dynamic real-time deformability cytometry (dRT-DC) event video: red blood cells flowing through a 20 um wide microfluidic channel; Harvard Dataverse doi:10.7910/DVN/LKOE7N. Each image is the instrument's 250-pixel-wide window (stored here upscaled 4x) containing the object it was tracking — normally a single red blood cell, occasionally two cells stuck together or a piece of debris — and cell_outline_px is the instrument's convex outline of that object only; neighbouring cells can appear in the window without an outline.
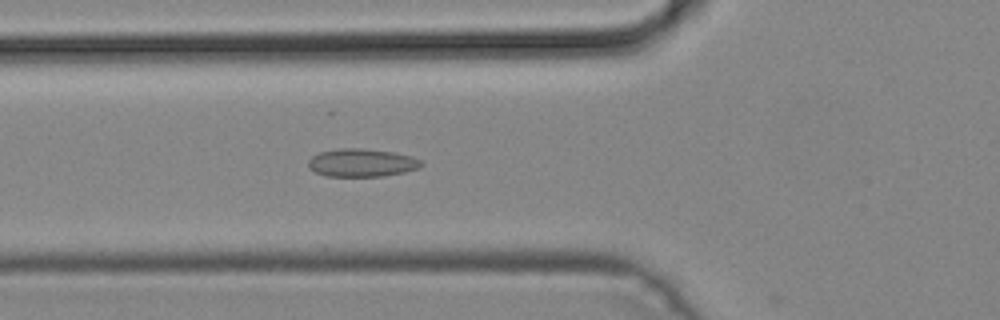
{"species": "common noctule bat (a hibernating species)", "species_latin": "Nyctalus noctula", "temperature_condition": "cold", "stored_images_in_passage": 37, "camera_frame_rate_fps": 3000, "um_per_image_px": 0.085, "animal": {"sex": "male", "body_mass_g": 19.2, "forearm_length_mm": 51.8}, "frame": {"image": 1, "passage_image": 6, "time_ms": 1.667, "image_size_px": [1000, 320], "cell_outline_px": [[424, 164], [420, 168], [404, 172], [384, 176], [328, 176], [316, 172], [308, 168], [308, 160], [312, 156], [320, 152], [340, 148], [360, 148], [392, 152], [412, 156], [420, 160]], "centroid_in_image_um": [30.76, 13.83], "position_along_channel_um": 95.0, "area_um2": 18.44}}
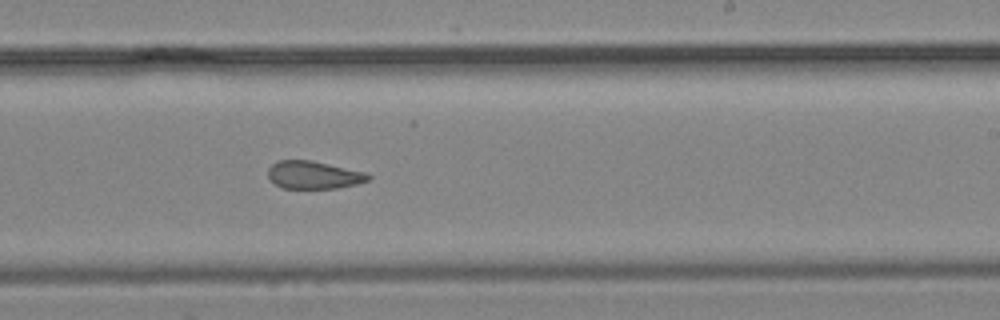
{"frame": {"image": 2, "passage_image": 18, "time_ms": 5.667, "image_size_px": [1000, 320], "cell_outline_px": [[372, 176], [368, 180], [356, 184], [336, 188], [284, 188], [276, 184], [268, 176], [268, 168], [276, 160], [312, 160], [364, 172]], "centroid_in_image_um": [26.64, 14.86], "position_along_channel_um": 262.4, "area_um2": 16.07}}
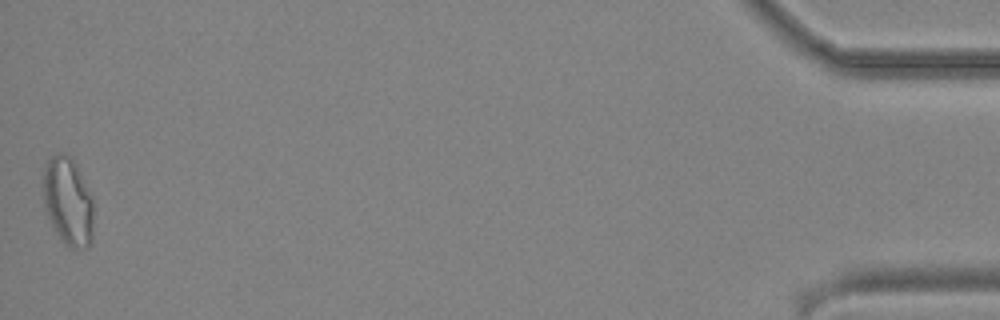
{"frame": {"image": 3, "passage_image": 37, "time_ms": 12.0, "image_size_px": [1000, 320], "cell_outline_px": [[92, 244], [88, 248], [72, 248], [64, 244], [56, 232], [48, 216], [44, 204], [44, 168], [48, 160], [56, 152], [64, 152], [76, 164], [92, 196]], "centroid_in_image_um": [5.79, 17.13], "position_along_channel_um": 429.4, "area_um2": 25.72}}